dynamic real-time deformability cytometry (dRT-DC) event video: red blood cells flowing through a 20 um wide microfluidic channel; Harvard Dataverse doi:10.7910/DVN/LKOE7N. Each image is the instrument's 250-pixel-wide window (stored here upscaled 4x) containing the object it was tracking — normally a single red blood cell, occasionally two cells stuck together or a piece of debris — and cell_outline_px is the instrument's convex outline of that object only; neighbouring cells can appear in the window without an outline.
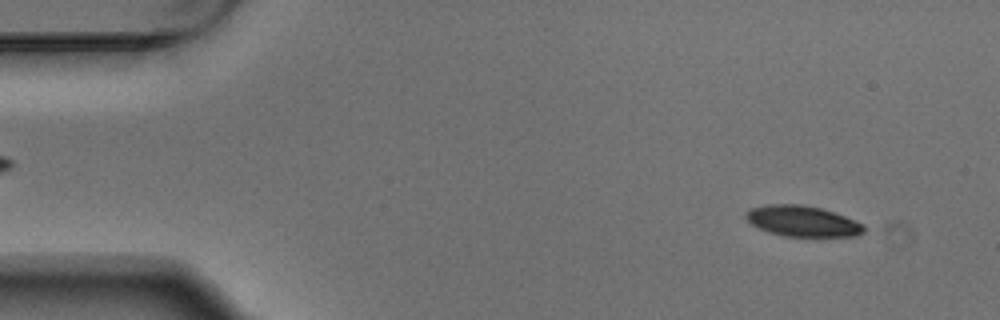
{"species": "Egyptian fruit bat (a non-hibernating species)", "species_latin": "Rousettus aegyptiacus", "temperature_condition": "warm", "stored_images_in_passage": 5, "camera_frame_rate_fps": 3000, "um_per_image_px": 0.085, "animal": {"sex": "male"}, "frame": {"image": 1, "passage_image": 1, "time_ms": 0.0, "image_size_px": [1000, 320], "cell_outline_px": [[864, 232], [856, 236], [784, 236], [768, 232], [752, 224], [744, 216], [744, 212], [752, 208], [768, 204], [800, 204], [820, 208], [844, 216], [864, 224]], "centroid_in_image_um": [68.19, 18.79], "position_along_channel_um": 16.8, "area_um2": 20.98}}